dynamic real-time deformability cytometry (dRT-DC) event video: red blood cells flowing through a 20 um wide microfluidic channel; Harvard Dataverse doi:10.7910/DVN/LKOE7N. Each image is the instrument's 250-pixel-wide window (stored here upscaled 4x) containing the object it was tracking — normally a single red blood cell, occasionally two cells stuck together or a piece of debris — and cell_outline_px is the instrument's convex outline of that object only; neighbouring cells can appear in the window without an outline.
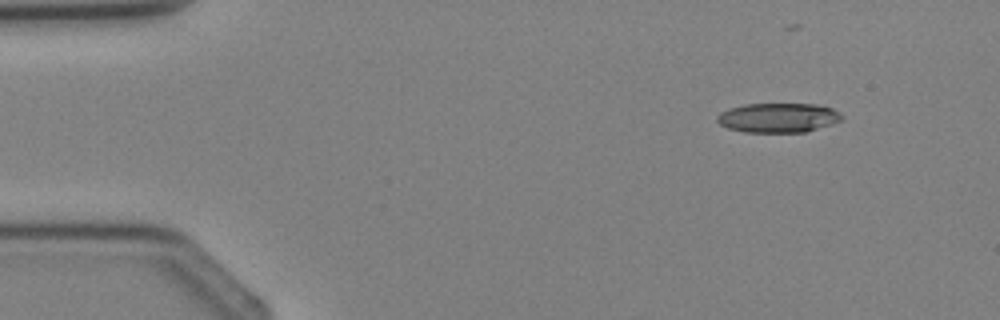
{"species": "Egyptian fruit bat (a non-hibernating species)", "species_latin": "Rousettus aegyptiacus", "temperature_condition": "cold", "stored_images_in_passage": 4, "segment_of_instrument_passage": [2, 2], "camera_frame_rate_fps": 3000, "um_per_image_px": 0.085, "animal": {"sex": "female"}, "frame": {"image": 1, "passage_image": 4, "time_ms": 3.667, "image_size_px": [1000, 320], "cell_outline_px": [[844, 120], [832, 124], [804, 132], [744, 132], [728, 128], [720, 124], [716, 120], [716, 116], [720, 112], [728, 108], [744, 104], [816, 104], [832, 108], [844, 116]], "centroid_in_image_um": [66.14, 10.0], "position_along_channel_um": 18.9, "area_um2": 21.56}}